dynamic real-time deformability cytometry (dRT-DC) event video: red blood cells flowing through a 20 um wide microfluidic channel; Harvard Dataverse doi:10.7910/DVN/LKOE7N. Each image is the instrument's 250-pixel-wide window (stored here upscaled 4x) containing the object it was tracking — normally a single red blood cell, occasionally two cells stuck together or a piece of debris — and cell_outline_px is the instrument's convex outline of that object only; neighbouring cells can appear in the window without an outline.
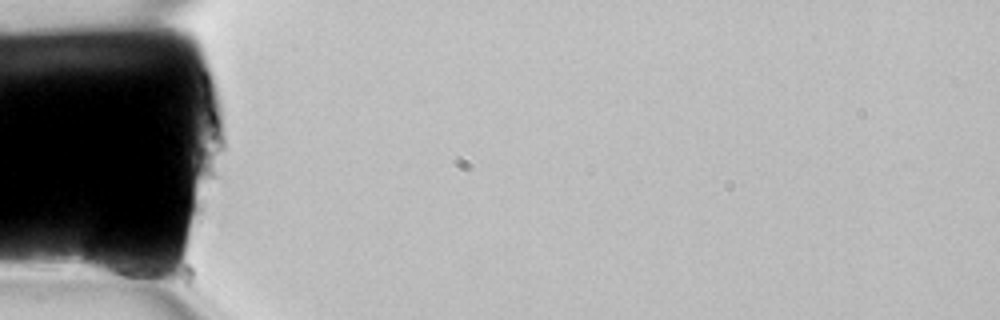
{"species": "common noctule bat (a hibernating species)", "species_latin": "Nyctalus noctula", "temperature_condition": "room temperature", "stored_images_in_passage": 6, "camera_frame_rate_fps": 3000, "um_per_image_px": 0.085, "animal": {"sex": "female", "body_mass_g": 22.7, "forearm_length_mm": 54.2}, "frame": {"image": 1, "passage_image": 1, "time_ms": 0.0, "image_size_px": [1000, 320], "cell_outline_px": [[156, 272], [132, 276], [112, 276], [88, 272], [84, 264], [84, 256], [88, 240], [92, 228], [100, 228], [156, 268]], "centroid_in_image_um": [9.59, 21.85], "position_along_channel_um": 75.4, "area_um2": 15.2}}